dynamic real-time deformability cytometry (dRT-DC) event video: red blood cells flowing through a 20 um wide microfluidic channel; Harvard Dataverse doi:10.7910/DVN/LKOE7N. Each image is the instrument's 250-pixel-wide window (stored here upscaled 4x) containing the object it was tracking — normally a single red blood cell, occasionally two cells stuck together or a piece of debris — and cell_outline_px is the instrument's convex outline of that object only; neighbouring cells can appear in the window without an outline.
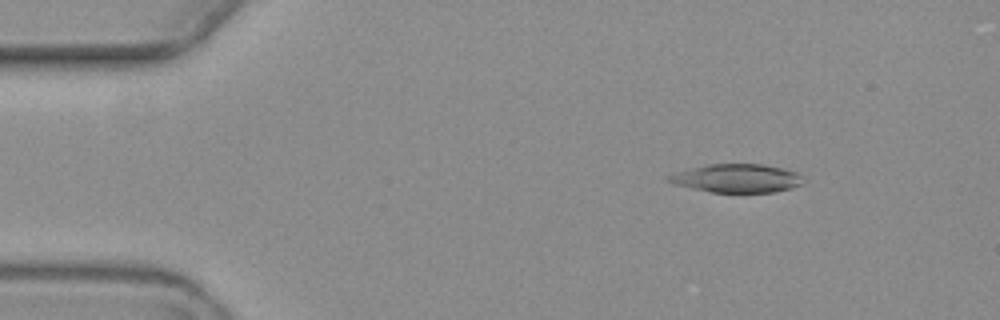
{"species": "common noctule bat (a hibernating species)", "species_latin": "Nyctalus noctula", "temperature_condition": "warm", "stored_images_in_passage": 9, "camera_frame_rate_fps": 3000, "um_per_image_px": 0.085, "animal": {"sex": "female", "body_mass_g": 19.3, "forearm_length_mm": 54.1}, "frame": {"image": 1, "passage_image": 2, "time_ms": 2.0, "image_size_px": [1000, 320], "cell_outline_px": [[804, 184], [792, 188], [772, 192], [712, 192], [692, 188], [676, 184], [664, 180], [664, 176], [688, 168], [708, 164], [764, 164], [796, 172], [804, 176]], "centroid_in_image_um": [62.62, 15.15], "position_along_channel_um": 22.4, "area_um2": 22.48}}
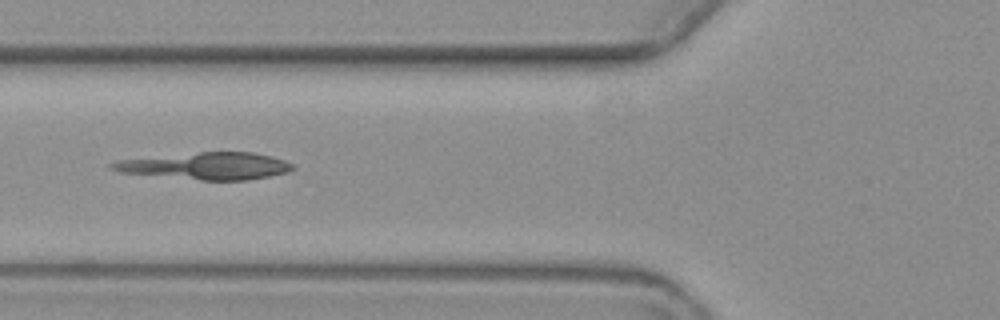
{"frame": {"image": 2, "passage_image": 6, "time_ms": 6.667, "image_size_px": [1000, 320], "cell_outline_px": [[296, 168], [288, 172], [248, 180], [200, 180], [120, 172], [108, 168], [108, 164], [116, 160], [200, 152], [252, 152], [272, 156], [296, 164]], "centroid_in_image_um": [17.55, 14.1], "position_along_channel_um": 108.3, "area_um2": 28.44}}
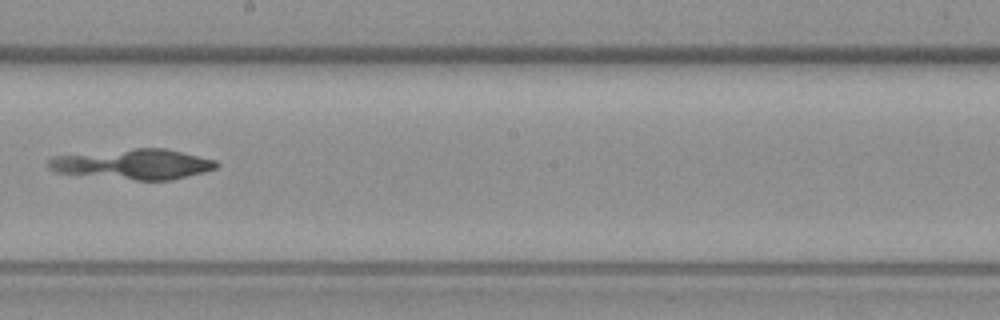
{"frame": {"image": 3, "passage_image": 9, "time_ms": 10.333, "image_size_px": [1000, 320], "cell_outline_px": [[220, 164], [216, 168], [204, 172], [172, 180], [136, 180], [56, 172], [48, 168], [48, 160], [52, 156], [136, 148], [164, 148], [216, 160]], "centroid_in_image_um": [11.35, 13.95], "position_along_channel_um": 236.8, "area_um2": 29.3}}